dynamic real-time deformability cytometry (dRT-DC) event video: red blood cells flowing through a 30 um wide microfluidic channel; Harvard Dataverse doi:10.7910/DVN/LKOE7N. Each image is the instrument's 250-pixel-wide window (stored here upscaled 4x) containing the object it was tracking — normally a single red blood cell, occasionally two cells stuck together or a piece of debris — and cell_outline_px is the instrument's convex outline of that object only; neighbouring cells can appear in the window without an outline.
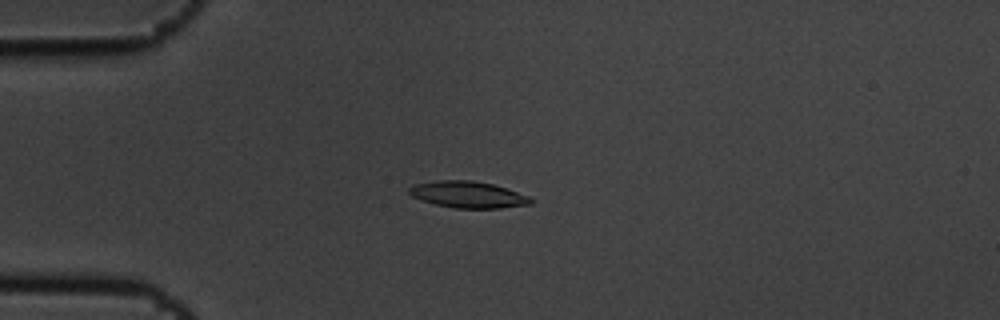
{"species": "common noctule bat (a hibernating species)", "species_latin": "Nyctalus noctula", "temperature_condition": "cold", "stored_images_in_passage": 6, "camera_frame_rate_fps": 3000, "um_per_image_px": 0.085, "animal": {"sex": "male", "body_mass_g": 19.5, "forearm_length_mm": 54.6}, "frame": {"image": 1, "passage_image": 5, "time_ms": 1.333, "image_size_px": [1000, 320], "cell_outline_px": [[532, 204], [500, 208], [456, 208], [436, 204], [412, 196], [408, 192], [408, 188], [416, 184], [440, 180], [472, 180], [492, 184], [528, 196], [532, 200]], "centroid_in_image_um": [39.78, 16.54], "position_along_channel_um": 45.2, "area_um2": 18.44}}